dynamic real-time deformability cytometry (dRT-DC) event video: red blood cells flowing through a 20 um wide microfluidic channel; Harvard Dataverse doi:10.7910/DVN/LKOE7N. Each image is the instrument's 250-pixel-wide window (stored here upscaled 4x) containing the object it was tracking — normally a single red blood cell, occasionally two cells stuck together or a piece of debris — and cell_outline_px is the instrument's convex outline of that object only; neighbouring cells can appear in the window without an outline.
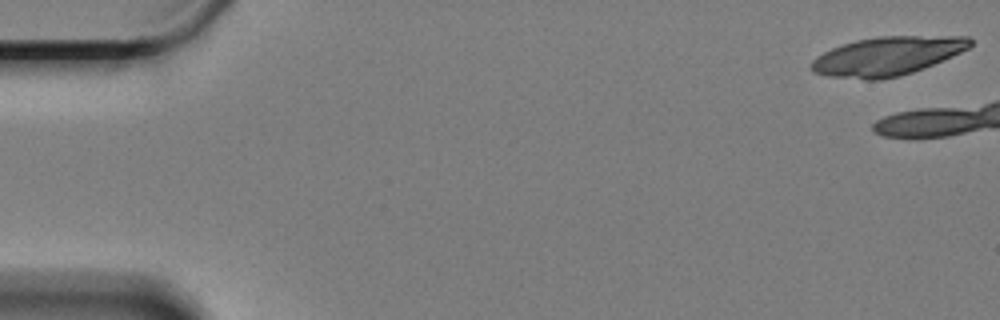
{"species": "Egyptian fruit bat (a non-hibernating species)", "species_latin": "Rousettus aegyptiacus", "temperature_condition": "cold", "stored_images_in_passage": 12, "camera_frame_rate_fps": 3000, "um_per_image_px": 0.085, "animal": {"sex": "female"}, "frame": {"image": 1, "passage_image": 1, "time_ms": 0.0, "image_size_px": [1000, 320], "cell_outline_px": [[972, 44], [968, 48], [952, 56], [912, 72], [900, 76], [880, 80], [864, 80], [828, 76], [812, 72], [808, 64], [816, 56], [832, 48], [856, 40], [876, 36], [968, 36], [972, 40]], "centroid_in_image_um": [75.36, 4.77], "position_along_channel_um": 9.6, "area_um2": 35.95}}